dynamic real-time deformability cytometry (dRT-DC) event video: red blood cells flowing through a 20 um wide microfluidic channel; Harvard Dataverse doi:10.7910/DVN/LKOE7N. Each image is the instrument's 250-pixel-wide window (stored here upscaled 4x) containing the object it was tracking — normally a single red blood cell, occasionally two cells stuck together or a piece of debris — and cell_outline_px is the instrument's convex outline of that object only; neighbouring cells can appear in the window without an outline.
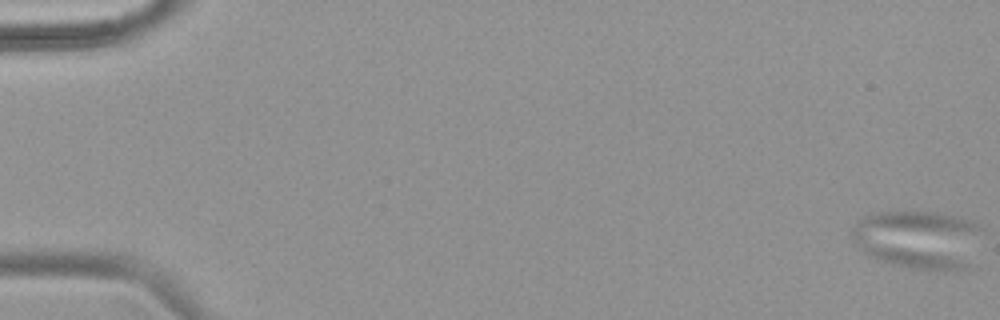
{"species": "common noctule bat (a hibernating species)", "species_latin": "Nyctalus noctula", "temperature_condition": "warm", "stored_images_in_passage": 56, "camera_frame_rate_fps": 3000, "um_per_image_px": 0.085, "animal": {"sex": "female", "body_mass_g": 18.4}, "frame": {"image": 1, "passage_image": 1, "time_ms": 0.0, "image_size_px": [1000, 320], "cell_outline_px": [[980, 228], [968, 268], [956, 272], [912, 268], [892, 264], [872, 256], [864, 252], [852, 236], [852, 228], [856, 220], [864, 216], [880, 212], [944, 212], [960, 216], [976, 224]], "centroid_in_image_um": [78.04, 20.35], "position_along_channel_um": 7.0, "area_um2": 44.04}}